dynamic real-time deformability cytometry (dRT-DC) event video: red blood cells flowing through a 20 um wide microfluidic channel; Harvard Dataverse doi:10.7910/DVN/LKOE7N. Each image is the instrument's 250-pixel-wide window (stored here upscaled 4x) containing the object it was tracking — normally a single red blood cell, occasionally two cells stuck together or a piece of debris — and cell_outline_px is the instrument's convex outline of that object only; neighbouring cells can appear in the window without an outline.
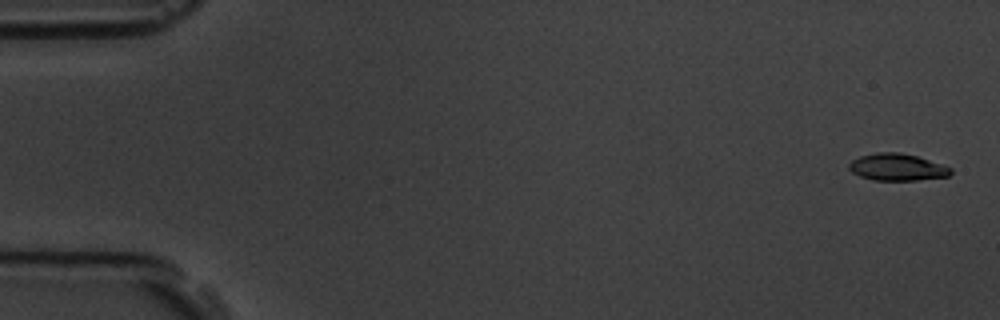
{"species": "common noctule bat (a hibernating species)", "species_latin": "Nyctalus noctula", "temperature_condition": "room temperature", "stored_images_in_passage": 4, "camera_frame_rate_fps": 3000, "um_per_image_px": 0.085, "animal": {"sex": "male", "body_mass_g": 19.5, "forearm_length_mm": 54.6}, "frame": {"image": 1, "passage_image": 1, "time_ms": 0.0, "image_size_px": [1000, 320], "cell_outline_px": [[952, 172], [948, 176], [916, 180], [872, 180], [860, 176], [852, 172], [848, 168], [848, 164], [852, 160], [860, 156], [876, 152], [900, 152], [916, 156], [952, 168]], "centroid_in_image_um": [76.22, 14.2], "position_along_channel_um": 8.8, "area_um2": 15.9}}